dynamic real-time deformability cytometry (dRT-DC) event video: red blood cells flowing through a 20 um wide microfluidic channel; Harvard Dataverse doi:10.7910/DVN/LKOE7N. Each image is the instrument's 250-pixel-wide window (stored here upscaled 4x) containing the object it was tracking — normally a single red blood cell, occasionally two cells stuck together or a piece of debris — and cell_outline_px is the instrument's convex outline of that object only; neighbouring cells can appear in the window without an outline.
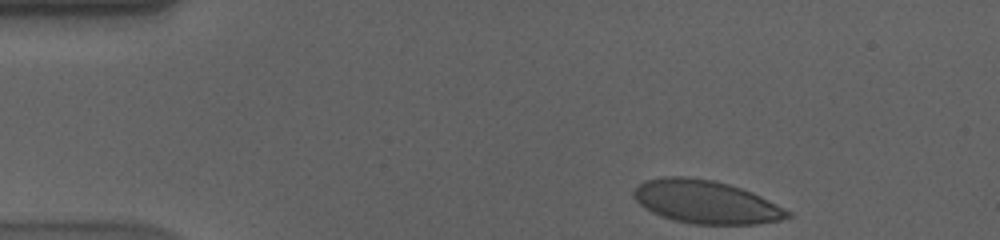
{"species": "human", "species_latin": "Homo sapiens", "temperature_condition": "cold", "stored_images_in_passage": 42, "camera_frame_rate_fps": 3000, "um_per_image_px": 0.085, "donor": {"sex": "male"}, "frame": {"image": 1, "passage_image": 1, "time_ms": 0.0, "image_size_px": [1000, 240], "cell_outline_px": [[792, 216], [780, 220], [756, 224], [692, 224], [672, 220], [660, 216], [644, 208], [632, 196], [632, 192], [644, 180], [660, 176], [684, 176], [712, 180], [728, 184], [752, 192], [792, 212]], "centroid_in_image_um": [59.96, 17.16], "position_along_channel_um": 25.0, "area_um2": 38.73}}
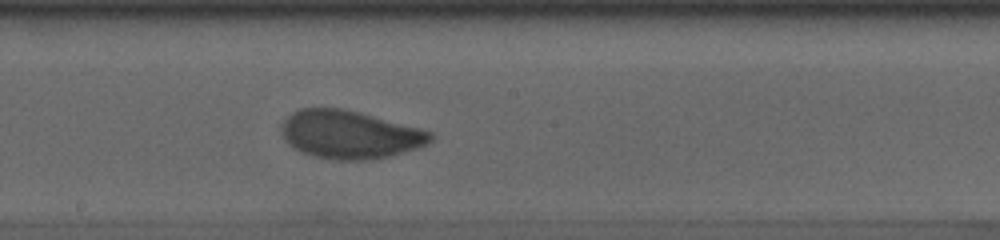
{"frame": {"image": 2, "passage_image": 24, "time_ms": 7.667, "image_size_px": [1000, 240], "cell_outline_px": [[436, 136], [428, 144], [416, 148], [388, 156], [364, 160], [328, 160], [312, 156], [300, 152], [292, 148], [284, 140], [280, 132], [280, 124], [292, 112], [300, 108], [344, 108], [360, 112], [420, 128], [432, 132]], "centroid_in_image_um": [29.68, 11.44], "position_along_channel_um": 218.5, "area_um2": 42.25}}
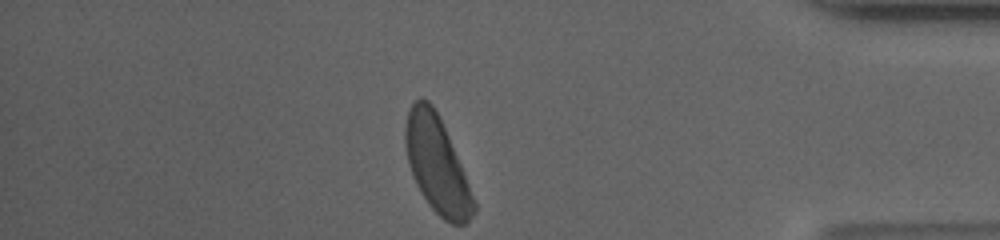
{"frame": {"image": 3, "passage_image": 42, "time_ms": 13.667, "image_size_px": [1000, 240], "cell_outline_px": [[476, 208], [472, 216], [464, 224], [452, 224], [444, 220], [428, 204], [420, 192], [412, 176], [408, 164], [404, 144], [404, 124], [408, 112], [412, 104], [420, 96], [428, 100], [432, 104], [448, 136], [460, 164], [476, 204]], "centroid_in_image_um": [37.09, 14.0], "position_along_channel_um": 398.1, "area_um2": 37.97}, "authors_computed_cell_mechanics": {"area_um2": 41.0091, "velocity_mm_per_s": 3.5349, "shape_relaxation_time_tau1_ms": 4.0898, "shape_relaxation_time_tau2_ms": null, "deformation_change_tau1": 0.1409, "deformation_change_tau2": null}}